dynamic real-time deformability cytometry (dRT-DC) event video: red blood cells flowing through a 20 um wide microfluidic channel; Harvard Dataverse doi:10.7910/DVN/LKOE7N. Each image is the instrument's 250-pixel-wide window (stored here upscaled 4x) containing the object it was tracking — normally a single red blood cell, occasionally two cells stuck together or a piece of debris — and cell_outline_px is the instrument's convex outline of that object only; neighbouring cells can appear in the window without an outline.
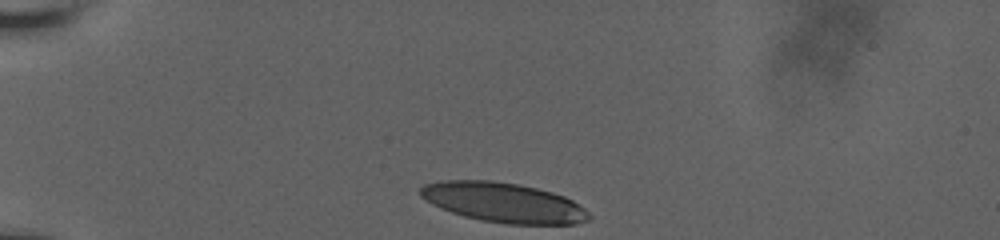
{"species": "human", "species_latin": "Homo sapiens", "temperature_condition": "room temperature", "stored_images_in_passage": 34, "camera_frame_rate_fps": 3000, "um_per_image_px": 0.085, "donor": {"sex": "male"}, "frame": {"image": 1, "passage_image": 1, "time_ms": 0.0, "image_size_px": [1000, 240], "cell_outline_px": [[592, 216], [588, 220], [576, 224], [504, 224], [480, 220], [464, 216], [440, 208], [432, 204], [420, 196], [420, 188], [424, 184], [440, 180], [492, 180], [520, 184], [552, 192], [564, 196], [572, 200], [584, 208]], "centroid_in_image_um": [42.79, 17.21], "position_along_channel_um": 42.2, "area_um2": 39.25}}
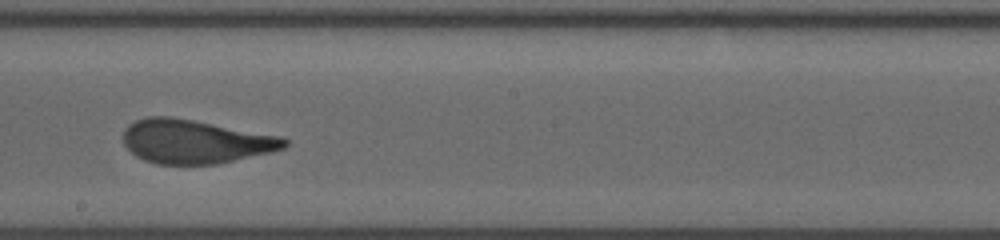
{"frame": {"image": 2, "passage_image": 20, "time_ms": 6.333, "image_size_px": [1000, 240], "cell_outline_px": [[288, 144], [284, 148], [272, 152], [216, 164], [156, 164], [144, 160], [136, 156], [124, 144], [124, 128], [128, 124], [136, 120], [148, 116], [172, 116], [280, 136], [288, 140]], "centroid_in_image_um": [16.57, 12.02], "position_along_channel_um": 231.6, "area_um2": 41.1}}
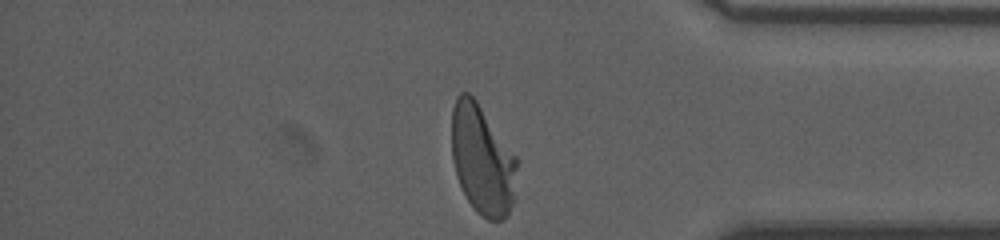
{"frame": {"image": 3, "passage_image": 34, "time_ms": 11.0, "image_size_px": [1000, 240], "cell_outline_px": [[516, 168], [512, 204], [508, 212], [500, 220], [488, 220], [480, 216], [476, 212], [468, 200], [456, 176], [452, 160], [452, 108], [456, 96], [460, 92], [468, 92], [476, 100], [516, 156]], "centroid_in_image_um": [40.95, 13.56], "position_along_channel_um": 394.2, "area_um2": 41.27}, "authors_computed_cell_mechanics": {"area_um2": 41.2114, "velocity_mm_per_s": 3.7932, "shape_relaxation_time_tau1_ms": 6.3543, "shape_relaxation_time_tau2_ms": null, "deformation_change_tau1": 0.2424, "deformation_change_tau2": null}}